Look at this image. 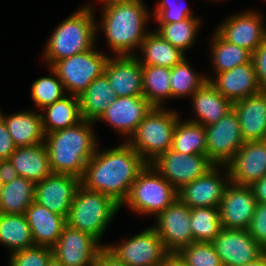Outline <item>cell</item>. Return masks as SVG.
<instances>
[{"label": "cell", "mask_w": 266, "mask_h": 266, "mask_svg": "<svg viewBox=\"0 0 266 266\" xmlns=\"http://www.w3.org/2000/svg\"><path fill=\"white\" fill-rule=\"evenodd\" d=\"M98 149L86 163L80 184L112 197L122 207L147 163L127 142L103 151Z\"/></svg>", "instance_id": "6da1fadb"}, {"label": "cell", "mask_w": 266, "mask_h": 266, "mask_svg": "<svg viewBox=\"0 0 266 266\" xmlns=\"http://www.w3.org/2000/svg\"><path fill=\"white\" fill-rule=\"evenodd\" d=\"M99 27L114 56H134V49L149 33V15L143 0H109L102 3ZM101 24V25H100ZM117 54V55H116Z\"/></svg>", "instance_id": "7a4b0ae2"}, {"label": "cell", "mask_w": 266, "mask_h": 266, "mask_svg": "<svg viewBox=\"0 0 266 266\" xmlns=\"http://www.w3.org/2000/svg\"><path fill=\"white\" fill-rule=\"evenodd\" d=\"M94 124L83 119L72 127L45 134L44 143L53 173L82 178L86 163L98 147Z\"/></svg>", "instance_id": "3957f363"}, {"label": "cell", "mask_w": 266, "mask_h": 266, "mask_svg": "<svg viewBox=\"0 0 266 266\" xmlns=\"http://www.w3.org/2000/svg\"><path fill=\"white\" fill-rule=\"evenodd\" d=\"M94 7L84 5L62 21L48 38L43 58L52 66L55 62L92 49L97 38Z\"/></svg>", "instance_id": "277c9868"}, {"label": "cell", "mask_w": 266, "mask_h": 266, "mask_svg": "<svg viewBox=\"0 0 266 266\" xmlns=\"http://www.w3.org/2000/svg\"><path fill=\"white\" fill-rule=\"evenodd\" d=\"M121 208L112 197L79 185L71 203L66 224L96 238L99 242L110 221Z\"/></svg>", "instance_id": "5b68a950"}, {"label": "cell", "mask_w": 266, "mask_h": 266, "mask_svg": "<svg viewBox=\"0 0 266 266\" xmlns=\"http://www.w3.org/2000/svg\"><path fill=\"white\" fill-rule=\"evenodd\" d=\"M180 114L175 110L153 107L126 139L142 159L151 164L172 146L173 133Z\"/></svg>", "instance_id": "8992f818"}, {"label": "cell", "mask_w": 266, "mask_h": 266, "mask_svg": "<svg viewBox=\"0 0 266 266\" xmlns=\"http://www.w3.org/2000/svg\"><path fill=\"white\" fill-rule=\"evenodd\" d=\"M178 198V192L151 164L139 172L123 202L136 214L157 217Z\"/></svg>", "instance_id": "52a82bcc"}, {"label": "cell", "mask_w": 266, "mask_h": 266, "mask_svg": "<svg viewBox=\"0 0 266 266\" xmlns=\"http://www.w3.org/2000/svg\"><path fill=\"white\" fill-rule=\"evenodd\" d=\"M92 48L55 62L51 68L56 72L65 90L79 96L94 79L104 73L110 56Z\"/></svg>", "instance_id": "ba28073f"}, {"label": "cell", "mask_w": 266, "mask_h": 266, "mask_svg": "<svg viewBox=\"0 0 266 266\" xmlns=\"http://www.w3.org/2000/svg\"><path fill=\"white\" fill-rule=\"evenodd\" d=\"M105 248L127 266H157L168 253L153 227Z\"/></svg>", "instance_id": "9c48e42d"}, {"label": "cell", "mask_w": 266, "mask_h": 266, "mask_svg": "<svg viewBox=\"0 0 266 266\" xmlns=\"http://www.w3.org/2000/svg\"><path fill=\"white\" fill-rule=\"evenodd\" d=\"M151 165L177 190L215 166L207 155L185 154L171 148Z\"/></svg>", "instance_id": "30bf717a"}, {"label": "cell", "mask_w": 266, "mask_h": 266, "mask_svg": "<svg viewBox=\"0 0 266 266\" xmlns=\"http://www.w3.org/2000/svg\"><path fill=\"white\" fill-rule=\"evenodd\" d=\"M205 130L208 158L216 166H225L244 143L236 112L232 109Z\"/></svg>", "instance_id": "8fae6325"}, {"label": "cell", "mask_w": 266, "mask_h": 266, "mask_svg": "<svg viewBox=\"0 0 266 266\" xmlns=\"http://www.w3.org/2000/svg\"><path fill=\"white\" fill-rule=\"evenodd\" d=\"M152 226L167 252H179L193 242L190 207L178 198L162 211Z\"/></svg>", "instance_id": "7c38bea8"}, {"label": "cell", "mask_w": 266, "mask_h": 266, "mask_svg": "<svg viewBox=\"0 0 266 266\" xmlns=\"http://www.w3.org/2000/svg\"><path fill=\"white\" fill-rule=\"evenodd\" d=\"M104 247L90 234L66 224L52 249L53 256L64 266H93Z\"/></svg>", "instance_id": "4fadbf2b"}, {"label": "cell", "mask_w": 266, "mask_h": 266, "mask_svg": "<svg viewBox=\"0 0 266 266\" xmlns=\"http://www.w3.org/2000/svg\"><path fill=\"white\" fill-rule=\"evenodd\" d=\"M243 12L230 15L215 30L226 41L253 54L266 39V25H264L265 21L259 12H254V10Z\"/></svg>", "instance_id": "5bb4252c"}, {"label": "cell", "mask_w": 266, "mask_h": 266, "mask_svg": "<svg viewBox=\"0 0 266 266\" xmlns=\"http://www.w3.org/2000/svg\"><path fill=\"white\" fill-rule=\"evenodd\" d=\"M212 243L223 266H244L266 252L248 230L222 228Z\"/></svg>", "instance_id": "9a60e30c"}, {"label": "cell", "mask_w": 266, "mask_h": 266, "mask_svg": "<svg viewBox=\"0 0 266 266\" xmlns=\"http://www.w3.org/2000/svg\"><path fill=\"white\" fill-rule=\"evenodd\" d=\"M225 175L219 172L220 166H214L205 175L183 185L178 192V199L190 208L219 207L225 188L230 183L228 170Z\"/></svg>", "instance_id": "2e32d148"}, {"label": "cell", "mask_w": 266, "mask_h": 266, "mask_svg": "<svg viewBox=\"0 0 266 266\" xmlns=\"http://www.w3.org/2000/svg\"><path fill=\"white\" fill-rule=\"evenodd\" d=\"M256 204L250 186L230 182L225 188L219 206L222 228L247 230Z\"/></svg>", "instance_id": "e0dca14e"}, {"label": "cell", "mask_w": 266, "mask_h": 266, "mask_svg": "<svg viewBox=\"0 0 266 266\" xmlns=\"http://www.w3.org/2000/svg\"><path fill=\"white\" fill-rule=\"evenodd\" d=\"M79 185L75 176L52 173L35 183L34 201L66 218Z\"/></svg>", "instance_id": "ac0fdd59"}, {"label": "cell", "mask_w": 266, "mask_h": 266, "mask_svg": "<svg viewBox=\"0 0 266 266\" xmlns=\"http://www.w3.org/2000/svg\"><path fill=\"white\" fill-rule=\"evenodd\" d=\"M230 182L250 186L266 176V140L244 142L225 165Z\"/></svg>", "instance_id": "d6986e66"}, {"label": "cell", "mask_w": 266, "mask_h": 266, "mask_svg": "<svg viewBox=\"0 0 266 266\" xmlns=\"http://www.w3.org/2000/svg\"><path fill=\"white\" fill-rule=\"evenodd\" d=\"M153 107L144 96L115 97L97 121L110 124L129 139Z\"/></svg>", "instance_id": "ffe728a7"}, {"label": "cell", "mask_w": 266, "mask_h": 266, "mask_svg": "<svg viewBox=\"0 0 266 266\" xmlns=\"http://www.w3.org/2000/svg\"><path fill=\"white\" fill-rule=\"evenodd\" d=\"M207 76L209 81L224 98L232 102L262 91L255 71L253 60L214 75Z\"/></svg>", "instance_id": "44dd1931"}, {"label": "cell", "mask_w": 266, "mask_h": 266, "mask_svg": "<svg viewBox=\"0 0 266 266\" xmlns=\"http://www.w3.org/2000/svg\"><path fill=\"white\" fill-rule=\"evenodd\" d=\"M104 74L115 97L143 96L142 65L135 56H110Z\"/></svg>", "instance_id": "7402d4cb"}, {"label": "cell", "mask_w": 266, "mask_h": 266, "mask_svg": "<svg viewBox=\"0 0 266 266\" xmlns=\"http://www.w3.org/2000/svg\"><path fill=\"white\" fill-rule=\"evenodd\" d=\"M244 142L266 140V91L233 102Z\"/></svg>", "instance_id": "603a6c76"}, {"label": "cell", "mask_w": 266, "mask_h": 266, "mask_svg": "<svg viewBox=\"0 0 266 266\" xmlns=\"http://www.w3.org/2000/svg\"><path fill=\"white\" fill-rule=\"evenodd\" d=\"M25 216L34 244L53 248L66 225V218L35 201L26 209Z\"/></svg>", "instance_id": "cb8c5ba5"}, {"label": "cell", "mask_w": 266, "mask_h": 266, "mask_svg": "<svg viewBox=\"0 0 266 266\" xmlns=\"http://www.w3.org/2000/svg\"><path fill=\"white\" fill-rule=\"evenodd\" d=\"M191 97L192 108L197 117L188 121L204 127L216 123L233 109V102L224 98L209 81H206Z\"/></svg>", "instance_id": "d4e9b609"}, {"label": "cell", "mask_w": 266, "mask_h": 266, "mask_svg": "<svg viewBox=\"0 0 266 266\" xmlns=\"http://www.w3.org/2000/svg\"><path fill=\"white\" fill-rule=\"evenodd\" d=\"M9 160L19 177L27 178L34 183L42 181L53 173L45 143L16 147Z\"/></svg>", "instance_id": "484cf974"}, {"label": "cell", "mask_w": 266, "mask_h": 266, "mask_svg": "<svg viewBox=\"0 0 266 266\" xmlns=\"http://www.w3.org/2000/svg\"><path fill=\"white\" fill-rule=\"evenodd\" d=\"M1 118L6 124L16 147H27L44 143L45 133L41 112L25 110L9 115H4L2 112Z\"/></svg>", "instance_id": "4316f807"}, {"label": "cell", "mask_w": 266, "mask_h": 266, "mask_svg": "<svg viewBox=\"0 0 266 266\" xmlns=\"http://www.w3.org/2000/svg\"><path fill=\"white\" fill-rule=\"evenodd\" d=\"M142 57L134 55L142 66H160L172 68L186 56L180 49L163 39L156 31L149 32L140 44Z\"/></svg>", "instance_id": "83f0119b"}, {"label": "cell", "mask_w": 266, "mask_h": 266, "mask_svg": "<svg viewBox=\"0 0 266 266\" xmlns=\"http://www.w3.org/2000/svg\"><path fill=\"white\" fill-rule=\"evenodd\" d=\"M78 97L82 118L96 123L115 99V91L103 73L94 79Z\"/></svg>", "instance_id": "f1b7e54d"}, {"label": "cell", "mask_w": 266, "mask_h": 266, "mask_svg": "<svg viewBox=\"0 0 266 266\" xmlns=\"http://www.w3.org/2000/svg\"><path fill=\"white\" fill-rule=\"evenodd\" d=\"M41 114L45 134L72 127L83 120L79 97L66 95L42 109Z\"/></svg>", "instance_id": "f546056e"}, {"label": "cell", "mask_w": 266, "mask_h": 266, "mask_svg": "<svg viewBox=\"0 0 266 266\" xmlns=\"http://www.w3.org/2000/svg\"><path fill=\"white\" fill-rule=\"evenodd\" d=\"M0 244L11 254L35 246L25 214L0 213Z\"/></svg>", "instance_id": "4dcf8cb0"}, {"label": "cell", "mask_w": 266, "mask_h": 266, "mask_svg": "<svg viewBox=\"0 0 266 266\" xmlns=\"http://www.w3.org/2000/svg\"><path fill=\"white\" fill-rule=\"evenodd\" d=\"M35 183L27 178L17 177L3 184L0 195V213L25 214L34 202Z\"/></svg>", "instance_id": "1f68e13d"}, {"label": "cell", "mask_w": 266, "mask_h": 266, "mask_svg": "<svg viewBox=\"0 0 266 266\" xmlns=\"http://www.w3.org/2000/svg\"><path fill=\"white\" fill-rule=\"evenodd\" d=\"M211 37V63L215 74L231 70L252 60V54L248 50L226 41L216 30Z\"/></svg>", "instance_id": "d6a6232c"}, {"label": "cell", "mask_w": 266, "mask_h": 266, "mask_svg": "<svg viewBox=\"0 0 266 266\" xmlns=\"http://www.w3.org/2000/svg\"><path fill=\"white\" fill-rule=\"evenodd\" d=\"M171 149L185 154L207 155L205 127L179 118L174 129Z\"/></svg>", "instance_id": "836d02e7"}, {"label": "cell", "mask_w": 266, "mask_h": 266, "mask_svg": "<svg viewBox=\"0 0 266 266\" xmlns=\"http://www.w3.org/2000/svg\"><path fill=\"white\" fill-rule=\"evenodd\" d=\"M170 75L171 68L142 66L143 96L154 107H163V101L171 98Z\"/></svg>", "instance_id": "e575fe53"}, {"label": "cell", "mask_w": 266, "mask_h": 266, "mask_svg": "<svg viewBox=\"0 0 266 266\" xmlns=\"http://www.w3.org/2000/svg\"><path fill=\"white\" fill-rule=\"evenodd\" d=\"M193 242H212L222 229L219 207L190 208Z\"/></svg>", "instance_id": "d590c367"}, {"label": "cell", "mask_w": 266, "mask_h": 266, "mask_svg": "<svg viewBox=\"0 0 266 266\" xmlns=\"http://www.w3.org/2000/svg\"><path fill=\"white\" fill-rule=\"evenodd\" d=\"M200 27L198 17H189L177 23L159 24L156 33L185 53L196 42Z\"/></svg>", "instance_id": "8d00e7d4"}, {"label": "cell", "mask_w": 266, "mask_h": 266, "mask_svg": "<svg viewBox=\"0 0 266 266\" xmlns=\"http://www.w3.org/2000/svg\"><path fill=\"white\" fill-rule=\"evenodd\" d=\"M206 81V76L195 72L185 57L171 68V98L191 97Z\"/></svg>", "instance_id": "74e56055"}, {"label": "cell", "mask_w": 266, "mask_h": 266, "mask_svg": "<svg viewBox=\"0 0 266 266\" xmlns=\"http://www.w3.org/2000/svg\"><path fill=\"white\" fill-rule=\"evenodd\" d=\"M49 70L52 77H40L34 80L31 86V98L36 106L40 107L39 110L67 95L64 93L66 90L56 72L51 67Z\"/></svg>", "instance_id": "f35d334b"}, {"label": "cell", "mask_w": 266, "mask_h": 266, "mask_svg": "<svg viewBox=\"0 0 266 266\" xmlns=\"http://www.w3.org/2000/svg\"><path fill=\"white\" fill-rule=\"evenodd\" d=\"M178 253L188 266H223L212 242H192Z\"/></svg>", "instance_id": "ab89813d"}, {"label": "cell", "mask_w": 266, "mask_h": 266, "mask_svg": "<svg viewBox=\"0 0 266 266\" xmlns=\"http://www.w3.org/2000/svg\"><path fill=\"white\" fill-rule=\"evenodd\" d=\"M152 12L153 18L159 24L177 23L189 17H197L192 14L189 6L184 5L183 1L181 3L179 0H161Z\"/></svg>", "instance_id": "60d3db41"}, {"label": "cell", "mask_w": 266, "mask_h": 266, "mask_svg": "<svg viewBox=\"0 0 266 266\" xmlns=\"http://www.w3.org/2000/svg\"><path fill=\"white\" fill-rule=\"evenodd\" d=\"M53 256V249L45 246H33L10 254V266H46Z\"/></svg>", "instance_id": "b9f144b4"}, {"label": "cell", "mask_w": 266, "mask_h": 266, "mask_svg": "<svg viewBox=\"0 0 266 266\" xmlns=\"http://www.w3.org/2000/svg\"><path fill=\"white\" fill-rule=\"evenodd\" d=\"M249 234L266 250V203H257L248 227Z\"/></svg>", "instance_id": "7bdbcfd3"}, {"label": "cell", "mask_w": 266, "mask_h": 266, "mask_svg": "<svg viewBox=\"0 0 266 266\" xmlns=\"http://www.w3.org/2000/svg\"><path fill=\"white\" fill-rule=\"evenodd\" d=\"M252 60L255 66L259 85L262 90L266 91V39L253 52Z\"/></svg>", "instance_id": "ee69618b"}, {"label": "cell", "mask_w": 266, "mask_h": 266, "mask_svg": "<svg viewBox=\"0 0 266 266\" xmlns=\"http://www.w3.org/2000/svg\"><path fill=\"white\" fill-rule=\"evenodd\" d=\"M16 150V146L11 138L6 124L0 119V160L9 159Z\"/></svg>", "instance_id": "f6af8a7d"}, {"label": "cell", "mask_w": 266, "mask_h": 266, "mask_svg": "<svg viewBox=\"0 0 266 266\" xmlns=\"http://www.w3.org/2000/svg\"><path fill=\"white\" fill-rule=\"evenodd\" d=\"M93 266H127L112 255L105 247L99 252Z\"/></svg>", "instance_id": "bcb514c9"}, {"label": "cell", "mask_w": 266, "mask_h": 266, "mask_svg": "<svg viewBox=\"0 0 266 266\" xmlns=\"http://www.w3.org/2000/svg\"><path fill=\"white\" fill-rule=\"evenodd\" d=\"M18 177L17 171L9 159L0 160V179L3 184L13 181Z\"/></svg>", "instance_id": "7dc6e473"}, {"label": "cell", "mask_w": 266, "mask_h": 266, "mask_svg": "<svg viewBox=\"0 0 266 266\" xmlns=\"http://www.w3.org/2000/svg\"><path fill=\"white\" fill-rule=\"evenodd\" d=\"M250 188L257 203H266V176L260 180L254 181Z\"/></svg>", "instance_id": "c3c4849f"}, {"label": "cell", "mask_w": 266, "mask_h": 266, "mask_svg": "<svg viewBox=\"0 0 266 266\" xmlns=\"http://www.w3.org/2000/svg\"><path fill=\"white\" fill-rule=\"evenodd\" d=\"M157 266H188L178 252H168Z\"/></svg>", "instance_id": "681fc988"}, {"label": "cell", "mask_w": 266, "mask_h": 266, "mask_svg": "<svg viewBox=\"0 0 266 266\" xmlns=\"http://www.w3.org/2000/svg\"><path fill=\"white\" fill-rule=\"evenodd\" d=\"M244 266H266V252L256 260L246 263Z\"/></svg>", "instance_id": "f907efd6"}, {"label": "cell", "mask_w": 266, "mask_h": 266, "mask_svg": "<svg viewBox=\"0 0 266 266\" xmlns=\"http://www.w3.org/2000/svg\"><path fill=\"white\" fill-rule=\"evenodd\" d=\"M46 266H64L61 262H59L54 256L50 258L47 262Z\"/></svg>", "instance_id": "816d5d0a"}, {"label": "cell", "mask_w": 266, "mask_h": 266, "mask_svg": "<svg viewBox=\"0 0 266 266\" xmlns=\"http://www.w3.org/2000/svg\"><path fill=\"white\" fill-rule=\"evenodd\" d=\"M2 188H3V182H2V180L0 179V195H1V193H2Z\"/></svg>", "instance_id": "f5cc1de1"}]
</instances>
